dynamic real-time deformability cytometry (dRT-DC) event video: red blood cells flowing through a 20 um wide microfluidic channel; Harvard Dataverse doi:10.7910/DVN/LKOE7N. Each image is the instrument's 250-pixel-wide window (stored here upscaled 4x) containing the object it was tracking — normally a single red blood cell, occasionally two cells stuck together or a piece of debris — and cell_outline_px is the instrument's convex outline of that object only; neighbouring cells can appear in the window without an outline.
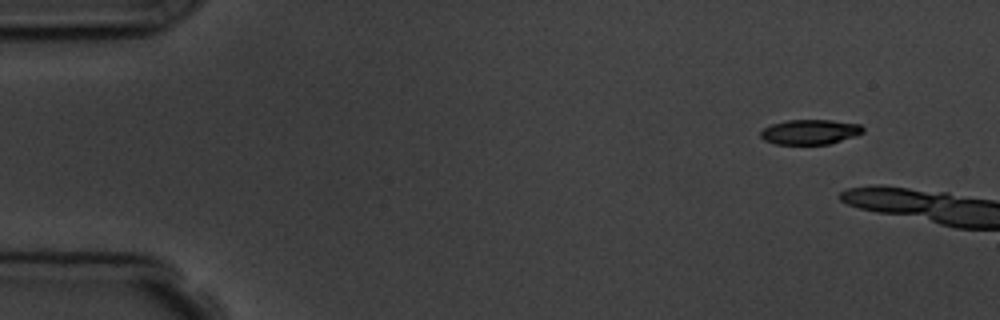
{"species": "common noctule bat (a hibernating species)", "species_latin": "Nyctalus noctula", "temperature_condition": "room temperature", "stored_images_in_passage": 2, "camera_frame_rate_fps": 3000, "um_per_image_px": 0.085, "animal": {"sex": "male", "body_mass_g": 19.5, "forearm_length_mm": 54.6}, "frame": {"image": 1, "passage_image": 1, "time_ms": 0.0, "image_size_px": [1000, 320], "cell_outline_px": [[864, 132], [856, 136], [828, 144], [776, 144], [764, 140], [760, 136], [760, 132], [764, 128], [772, 124], [788, 120], [832, 120], [860, 124], [864, 128]], "centroid_in_image_um": [68.87, 11.21], "position_along_channel_um": 16.1, "area_um2": 14.85}}